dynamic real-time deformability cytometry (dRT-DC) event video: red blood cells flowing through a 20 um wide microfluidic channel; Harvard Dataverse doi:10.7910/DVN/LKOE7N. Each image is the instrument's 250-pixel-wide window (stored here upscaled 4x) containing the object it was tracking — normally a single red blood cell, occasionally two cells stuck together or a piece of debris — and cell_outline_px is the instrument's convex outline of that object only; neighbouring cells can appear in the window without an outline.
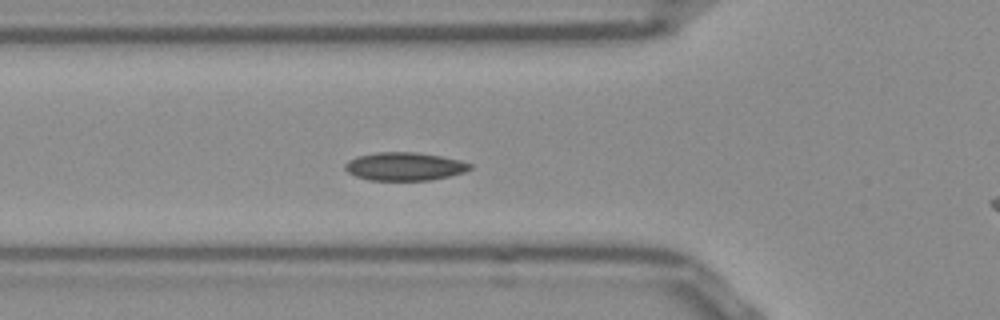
{"species": "Egyptian fruit bat (a non-hibernating species)", "species_latin": "Rousettus aegyptiacus", "temperature_condition": "room temperature", "stored_images_in_passage": 37, "camera_frame_rate_fps": 3000, "um_per_image_px": 0.085, "frame": {"image": 1, "passage_image": 2, "time_ms": 0.333, "image_size_px": [1000, 320], "cell_outline_px": [[472, 168], [464, 172], [448, 176], [428, 180], [368, 180], [356, 176], [348, 172], [344, 168], [344, 164], [348, 160], [356, 156], [376, 152], [416, 152], [440, 156], [460, 160], [472, 164]], "centroid_in_image_um": [34.36, 14.14], "position_along_channel_um": 91.4, "area_um2": 20.52}}
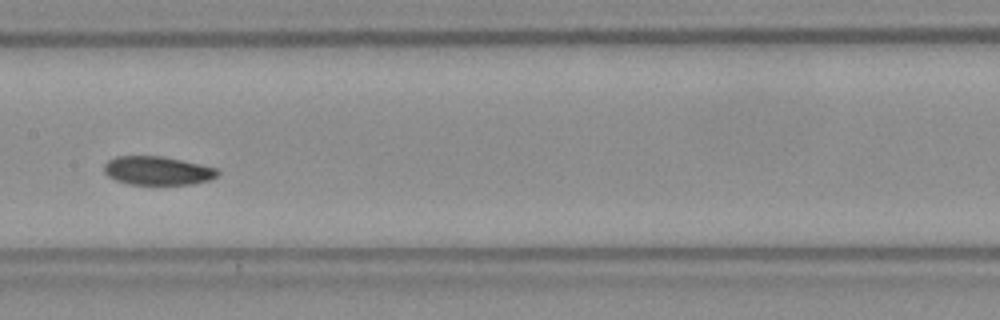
{"frame": {"image": 2, "passage_image": 10, "time_ms": 3.0, "image_size_px": [1000, 320], "cell_outline_px": [[220, 172], [216, 176], [208, 180], [192, 184], [128, 184], [116, 180], [108, 176], [104, 172], [104, 164], [108, 160], [116, 156], [164, 156], [200, 164], [216, 168]], "centroid_in_image_um": [13.37, 14.5], "position_along_channel_um": 194.0, "area_um2": 18.9}}
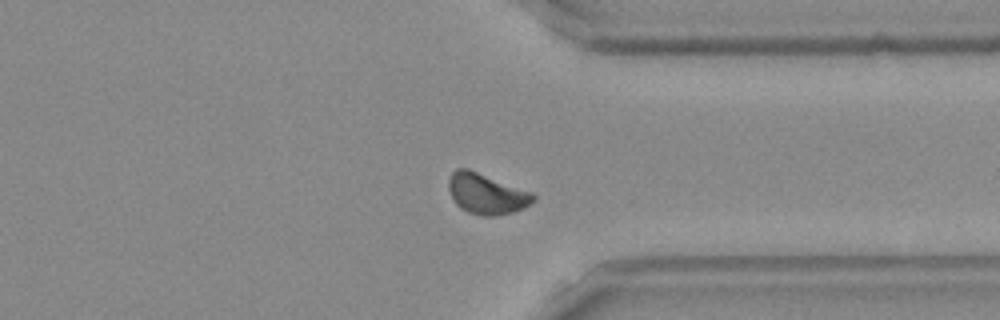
{"frame": {"image": 3, "passage_image": 24, "time_ms": 7.667, "image_size_px": [1000, 320], "cell_outline_px": [[536, 200], [532, 204], [524, 208], [512, 212], [496, 216], [484, 216], [468, 212], [460, 208], [456, 204], [448, 188], [448, 180], [452, 172], [456, 168], [468, 168], [532, 192], [536, 196]], "centroid_in_image_um": [41.37, 16.47], "position_along_channel_um": 370.0, "area_um2": 20.17}}